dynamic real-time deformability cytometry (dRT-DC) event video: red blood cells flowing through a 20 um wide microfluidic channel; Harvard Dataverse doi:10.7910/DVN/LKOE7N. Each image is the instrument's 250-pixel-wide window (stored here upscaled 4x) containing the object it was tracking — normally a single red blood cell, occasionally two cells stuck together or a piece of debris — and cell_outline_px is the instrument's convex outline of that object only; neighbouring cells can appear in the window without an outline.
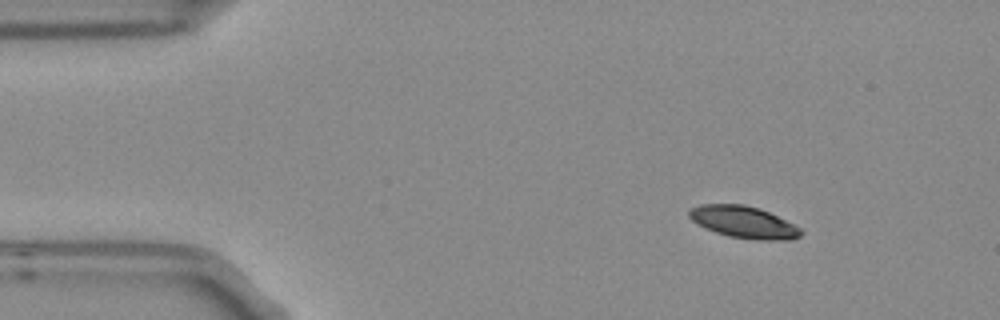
{"species": "Egyptian fruit bat (a non-hibernating species)", "species_latin": "Rousettus aegyptiacus", "temperature_condition": "room temperature", "stored_images_in_passage": 5, "camera_frame_rate_fps": 3000, "um_per_image_px": 0.085, "frame": {"image": 1, "passage_image": 1, "time_ms": 0.0, "image_size_px": [1000, 320], "cell_outline_px": [[804, 232], [800, 236], [792, 240], [764, 240], [728, 236], [716, 232], [696, 224], [688, 216], [688, 208], [700, 204], [744, 204], [760, 208], [800, 228]], "centroid_in_image_um": [63.18, 18.87], "position_along_channel_um": 21.8, "area_um2": 20.75}}
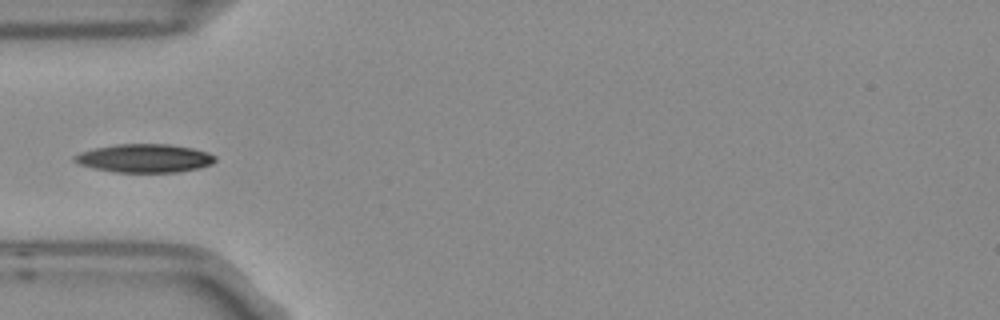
{"frame": {"image": 2, "passage_image": 4, "time_ms": 1.0, "image_size_px": [1000, 320], "cell_outline_px": [[216, 160], [212, 164], [200, 168], [176, 172], [116, 172], [92, 168], [80, 164], [72, 160], [72, 156], [80, 152], [92, 148], [116, 144], [168, 144], [192, 148], [208, 152], [216, 156]], "centroid_in_image_um": [12.27, 13.45], "position_along_channel_um": 72.7, "area_um2": 23.47}}
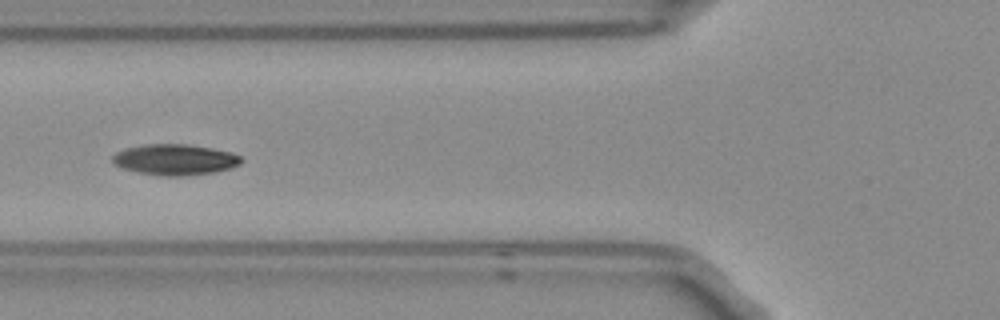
{"frame": {"image": 3, "passage_image": 5, "time_ms": 1.333, "image_size_px": [1000, 320], "cell_outline_px": [[244, 160], [240, 164], [232, 168], [216, 172], [184, 176], [160, 176], [136, 172], [112, 164], [112, 156], [116, 152], [124, 148], [144, 144], [188, 144], [212, 148], [232, 152], [240, 156]], "centroid_in_image_um": [14.88, 13.57], "position_along_channel_um": 110.9, "area_um2": 23.52}}